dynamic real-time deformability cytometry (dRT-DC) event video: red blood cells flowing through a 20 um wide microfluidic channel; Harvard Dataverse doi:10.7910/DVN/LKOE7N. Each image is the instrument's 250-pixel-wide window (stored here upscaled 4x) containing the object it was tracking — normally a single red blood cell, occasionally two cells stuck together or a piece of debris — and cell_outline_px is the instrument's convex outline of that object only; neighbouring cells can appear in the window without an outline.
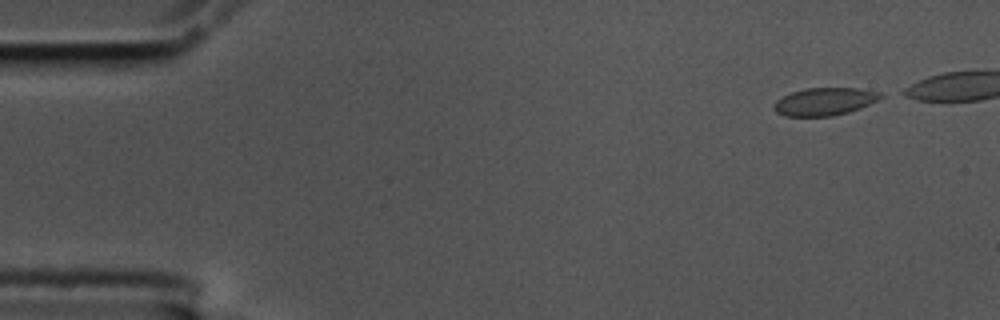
{"species": "common noctule bat (a hibernating species)", "species_latin": "Nyctalus noctula", "temperature_condition": "cold", "stored_images_in_passage": 46, "camera_frame_rate_fps": 3000, "um_per_image_px": 0.085, "animal": {"sex": "male", "body_mass_g": 17.5, "forearm_length_mm": 52.3}, "frame": {"image": 1, "passage_image": 1, "time_ms": 0.0, "image_size_px": [1000, 320], "cell_outline_px": [[884, 96], [860, 108], [848, 112], [832, 116], [784, 116], [776, 112], [772, 108], [776, 100], [792, 92], [804, 88], [856, 88], [880, 92]], "centroid_in_image_um": [70.06, 8.63], "position_along_channel_um": 14.9, "area_um2": 17.11}}
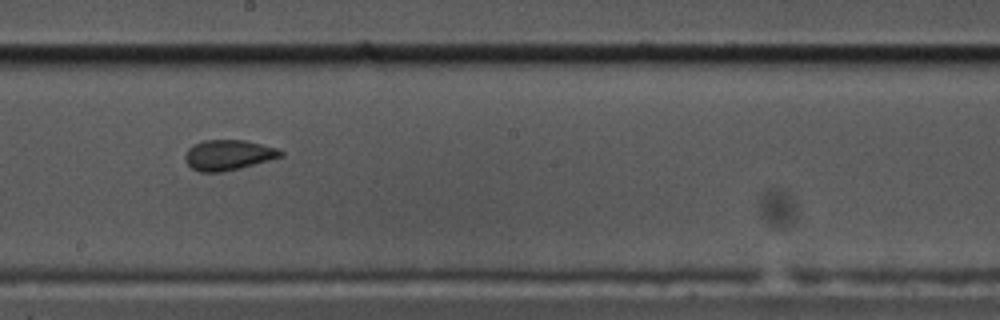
{"frame": {"image": 2, "passage_image": 28, "time_ms": 9.0, "image_size_px": [1000, 320], "cell_outline_px": [[284, 156], [240, 168], [220, 172], [200, 172], [192, 168], [184, 160], [184, 156], [188, 148], [192, 144], [204, 140], [244, 140], [276, 148], [284, 152]], "centroid_in_image_um": [19.38, 13.17], "position_along_channel_um": 228.8, "area_um2": 16.88}}
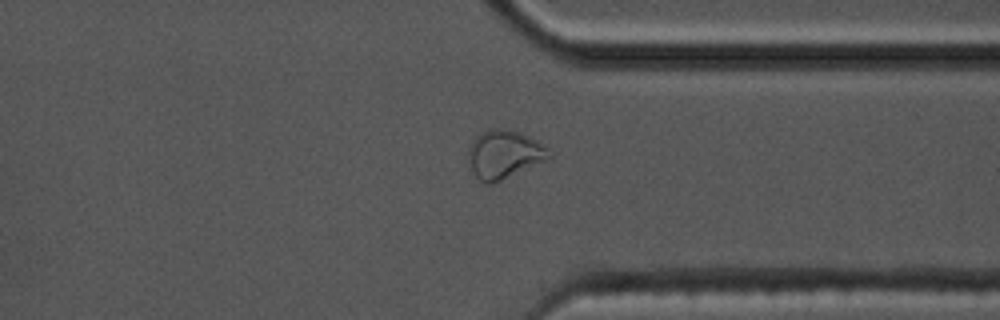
{"frame": {"image": 3, "passage_image": 40, "time_ms": 13.0, "image_size_px": [1000, 320], "cell_outline_px": [[552, 160], [492, 184], [488, 184], [480, 180], [476, 176], [468, 160], [468, 148], [472, 140], [480, 132], [488, 128], [508, 128], [520, 132], [536, 140], [552, 156]], "centroid_in_image_um": [42.86, 13.12], "position_along_channel_um": 368.5, "area_um2": 23.12}, "authors_computed_cell_mechanics": {"area_um2": 16.9932, "velocity_mm_per_s": 3.51, "shape_relaxation_time_tau1_ms": null, "shape_relaxation_time_tau2_ms": 1.4796, "deformation_change_tau1": null, "deformation_change_tau2": 0.054}}